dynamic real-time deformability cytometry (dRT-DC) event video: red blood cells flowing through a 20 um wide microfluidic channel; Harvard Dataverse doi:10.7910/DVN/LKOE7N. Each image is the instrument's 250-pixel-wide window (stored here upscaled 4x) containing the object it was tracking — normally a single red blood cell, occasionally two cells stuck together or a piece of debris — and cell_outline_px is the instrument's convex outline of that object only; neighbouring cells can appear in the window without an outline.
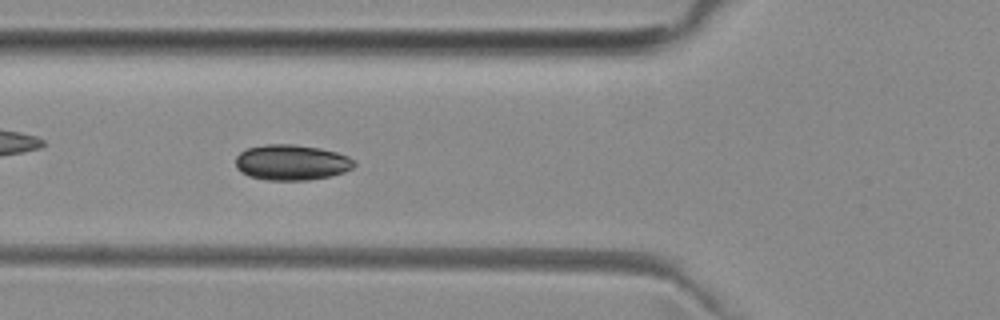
{"species": "common noctule bat (a hibernating species)", "species_latin": "Nyctalus noctula", "temperature_condition": "room temperature", "stored_images_in_passage": 44, "camera_frame_rate_fps": 3000, "um_per_image_px": 0.085, "animal": {"sex": "female", "body_mass_g": 29.2, "forearm_length_mm": 56.3}, "frame": {"image": 1, "passage_image": 10, "time_ms": 3.0, "image_size_px": [1000, 320], "cell_outline_px": [[356, 164], [352, 168], [344, 172], [328, 176], [308, 180], [268, 180], [248, 176], [240, 172], [236, 168], [236, 156], [240, 152], [248, 148], [268, 144], [296, 144], [320, 148], [336, 152], [348, 156], [356, 160]], "centroid_in_image_um": [24.78, 13.8], "position_along_channel_um": 101.0, "area_um2": 24.68}}
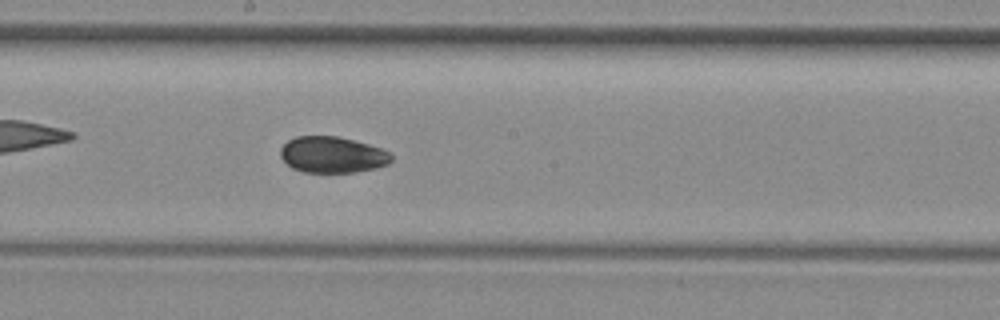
{"frame": {"image": 2, "passage_image": 19, "time_ms": 6.0, "image_size_px": [1000, 320], "cell_outline_px": [[392, 160], [388, 164], [376, 168], [356, 172], [304, 172], [292, 168], [280, 156], [280, 148], [288, 140], [296, 136], [336, 136], [368, 144], [380, 148], [388, 152], [392, 156]], "centroid_in_image_um": [28.24, 13.15], "position_along_channel_um": 220.0, "area_um2": 23.29}}
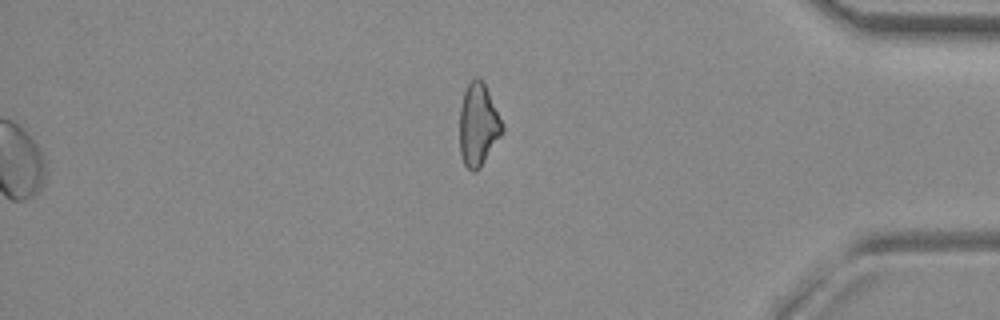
{"frame": {"image": 3, "passage_image": 44, "time_ms": 14.333, "image_size_px": [1000, 320], "cell_outline_px": [[504, 132], [480, 168], [476, 172], [472, 172], [464, 164], [460, 156], [460, 108], [464, 92], [468, 84], [476, 76], [484, 84], [504, 124]], "centroid_in_image_um": [40.66, 10.66], "position_along_channel_um": 394.5, "area_um2": 20.52}, "authors_computed_cell_mechanics": {"area_um2": 24.0448, "velocity_mm_per_s": 3.9561, "shape_relaxation_time_tau1_ms": 2.8679, "shape_relaxation_time_tau2_ms": 2.7194, "deformation_change_tau1": 0.0699, "deformation_change_tau2": 0.0423}}